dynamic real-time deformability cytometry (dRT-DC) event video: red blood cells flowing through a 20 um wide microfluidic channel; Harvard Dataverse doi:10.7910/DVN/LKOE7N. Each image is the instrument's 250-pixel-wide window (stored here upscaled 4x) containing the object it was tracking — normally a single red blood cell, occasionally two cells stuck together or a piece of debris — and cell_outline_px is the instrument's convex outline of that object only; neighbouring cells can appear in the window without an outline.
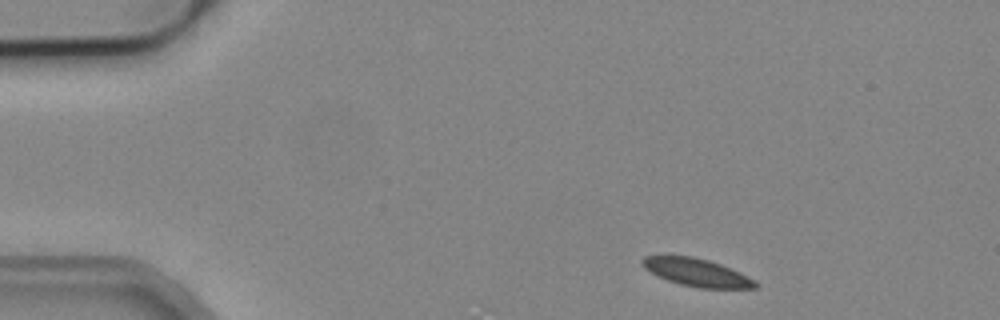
{"species": "common noctule bat (a hibernating species)", "species_latin": "Nyctalus noctula", "temperature_condition": "cold", "stored_images_in_passage": 3, "camera_frame_rate_fps": 3000, "um_per_image_px": 0.085, "animal": {"sex": "male", "body_mass_g": 19.2, "forearm_length_mm": 51.8}, "frame": {"image": 1, "passage_image": 1, "time_ms": 0.0, "image_size_px": [1000, 320], "cell_outline_px": [[760, 284], [756, 288], [700, 288], [680, 284], [668, 280], [644, 268], [640, 264], [640, 260], [644, 256], [692, 256], [708, 260], [720, 264], [740, 272]], "centroid_in_image_um": [59.23, 23.15], "position_along_channel_um": 25.8, "area_um2": 18.09}}